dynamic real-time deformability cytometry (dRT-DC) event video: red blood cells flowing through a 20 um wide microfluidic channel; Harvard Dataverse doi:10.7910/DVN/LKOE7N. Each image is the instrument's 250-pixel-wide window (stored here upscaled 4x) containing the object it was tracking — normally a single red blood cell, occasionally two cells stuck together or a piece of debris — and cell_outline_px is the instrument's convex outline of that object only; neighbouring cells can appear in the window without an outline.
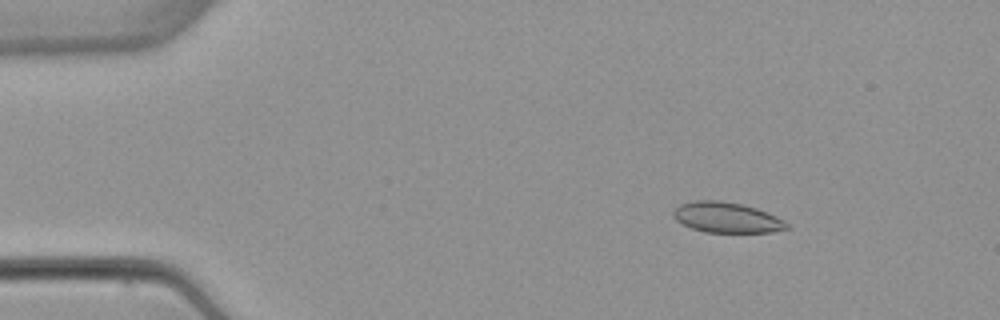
{"species": "common noctule bat (a hibernating species)", "species_latin": "Nyctalus noctula", "temperature_condition": "warm", "stored_images_in_passage": 5, "camera_frame_rate_fps": 3000, "um_per_image_px": 0.085, "animal": {"sex": "female", "body_mass_g": 22.7, "forearm_length_mm": 54.2}, "frame": {"image": 1, "passage_image": 3, "time_ms": 2.333, "image_size_px": [1000, 320], "cell_outline_px": [[788, 228], [772, 232], [704, 232], [692, 228], [676, 220], [672, 216], [672, 212], [680, 204], [692, 200], [720, 200], [744, 204], [768, 212], [784, 220], [788, 224]], "centroid_in_image_um": [61.76, 18.47], "position_along_channel_um": 23.2, "area_um2": 20.23}}
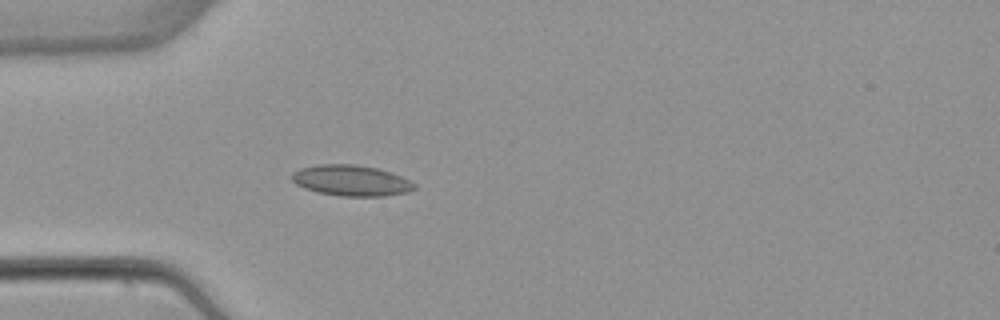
{"frame": {"image": 2, "passage_image": 5, "time_ms": 5.0, "image_size_px": [1000, 320], "cell_outline_px": [[416, 188], [408, 192], [384, 196], [340, 196], [316, 192], [304, 188], [296, 184], [292, 180], [292, 172], [300, 168], [320, 164], [356, 164], [376, 168], [392, 172], [416, 184]], "centroid_in_image_um": [29.84, 15.34], "position_along_channel_um": 55.2, "area_um2": 22.08}}